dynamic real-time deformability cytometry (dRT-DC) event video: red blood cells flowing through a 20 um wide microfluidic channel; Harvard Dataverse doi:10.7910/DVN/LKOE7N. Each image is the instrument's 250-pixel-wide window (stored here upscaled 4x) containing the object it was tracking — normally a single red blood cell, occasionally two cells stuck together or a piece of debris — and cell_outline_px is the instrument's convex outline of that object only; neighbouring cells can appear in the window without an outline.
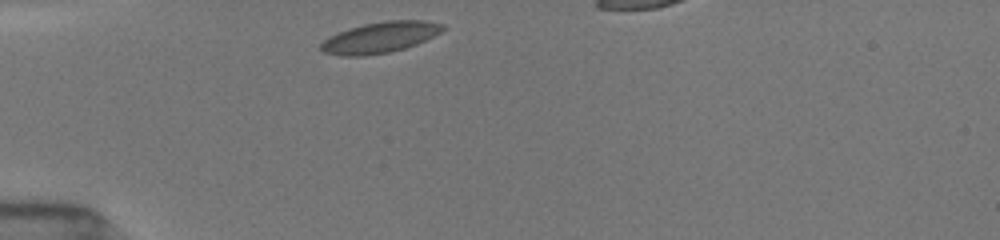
{"species": "common noctule bat (a hibernating species)", "species_latin": "Nyctalus noctula", "temperature_condition": "room temperature", "stored_images_in_passage": 27, "camera_frame_rate_fps": 3000, "um_per_image_px": 0.085, "animal": {"sex": "female", "body_mass_g": 19.5, "forearm_length_mm": 54.1}, "frame": {"image": 1, "passage_image": 1, "time_ms": 0.0, "image_size_px": [1000, 240], "cell_outline_px": [[444, 28], [440, 32], [416, 44], [404, 48], [388, 52], [364, 56], [340, 56], [324, 52], [320, 48], [320, 44], [328, 36], [348, 28], [364, 24], [388, 20], [424, 20], [444, 24]], "centroid_in_image_um": [32.26, 3.18], "position_along_channel_um": 52.7, "area_um2": 21.85}}
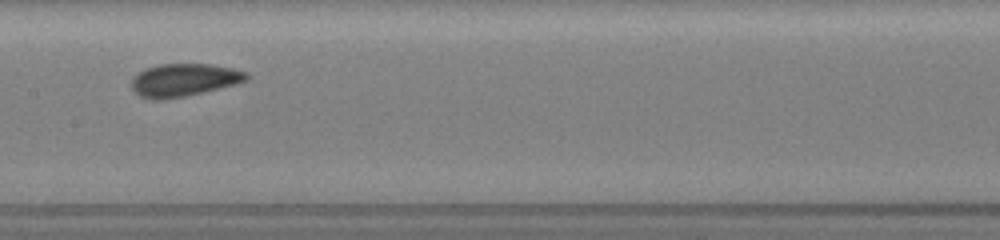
{"frame": {"image": 2, "passage_image": 11, "time_ms": 4.0, "image_size_px": [1000, 240], "cell_outline_px": [[248, 80], [236, 84], [204, 92], [184, 96], [160, 100], [152, 100], [140, 96], [132, 88], [132, 80], [140, 72], [148, 68], [160, 64], [212, 64], [232, 68], [248, 72]], "centroid_in_image_um": [15.68, 6.8], "position_along_channel_um": 191.7, "area_um2": 21.79}}
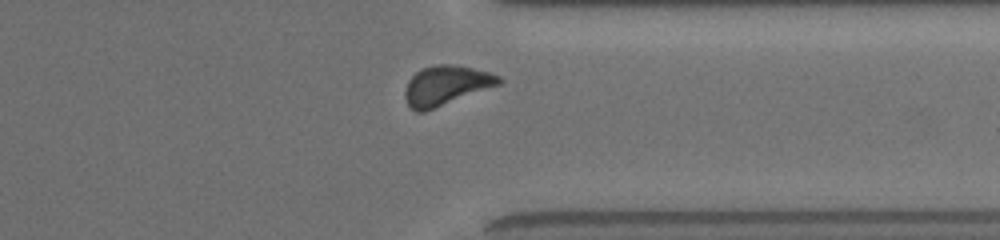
{"frame": {"image": 3, "passage_image": 23, "time_ms": 8.667, "image_size_px": [1000, 240], "cell_outline_px": [[504, 80], [500, 84], [424, 112], [416, 112], [408, 104], [404, 96], [404, 92], [408, 80], [416, 72], [424, 68], [436, 64], [452, 64], [472, 68], [488, 72], [500, 76]], "centroid_in_image_um": [37.9, 7.26], "position_along_channel_um": 373.5, "area_um2": 21.44}, "authors_computed_cell_mechanics": {"area_um2": 21.2704, "velocity_mm_per_s": 3.9086, "shape_relaxation_time_tau1_ms": 3.119, "shape_relaxation_time_tau2_ms": 2.3707, "deformation_change_tau1": 0.0553, "deformation_change_tau2": 0.0464}}